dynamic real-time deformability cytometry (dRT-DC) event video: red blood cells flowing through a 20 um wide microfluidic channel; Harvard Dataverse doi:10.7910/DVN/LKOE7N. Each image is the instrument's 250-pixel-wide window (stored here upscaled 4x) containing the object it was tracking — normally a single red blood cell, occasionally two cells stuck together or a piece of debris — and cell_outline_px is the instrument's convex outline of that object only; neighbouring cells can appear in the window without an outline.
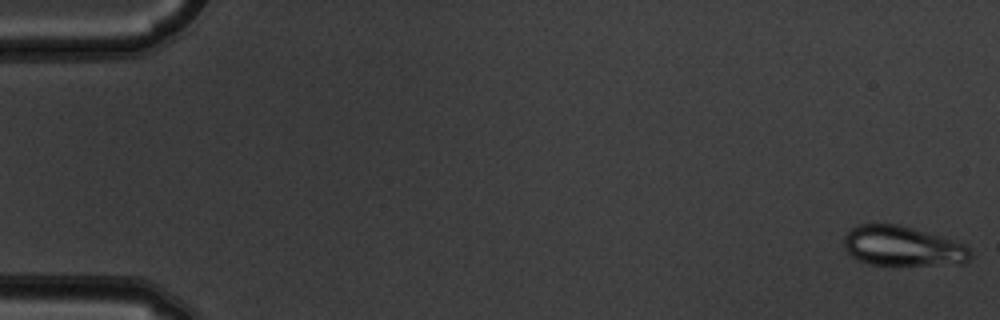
{"species": "common noctule bat (a hibernating species)", "species_latin": "Nyctalus noctula", "temperature_condition": "warm", "stored_images_in_passage": 8, "camera_frame_rate_fps": 3000, "um_per_image_px": 0.085, "animal": {"sex": "male", "body_mass_g": 19.5, "forearm_length_mm": 54.6}, "frame": {"image": 1, "passage_image": 1, "time_ms": 0.0, "image_size_px": [1000, 320], "cell_outline_px": [[972, 256], [968, 260], [960, 264], [872, 264], [856, 260], [844, 248], [844, 236], [852, 228], [860, 224], [900, 224], [940, 236], [964, 244], [968, 248]], "centroid_in_image_um": [76.7, 20.91], "position_along_channel_um": 8.3, "area_um2": 29.07}}